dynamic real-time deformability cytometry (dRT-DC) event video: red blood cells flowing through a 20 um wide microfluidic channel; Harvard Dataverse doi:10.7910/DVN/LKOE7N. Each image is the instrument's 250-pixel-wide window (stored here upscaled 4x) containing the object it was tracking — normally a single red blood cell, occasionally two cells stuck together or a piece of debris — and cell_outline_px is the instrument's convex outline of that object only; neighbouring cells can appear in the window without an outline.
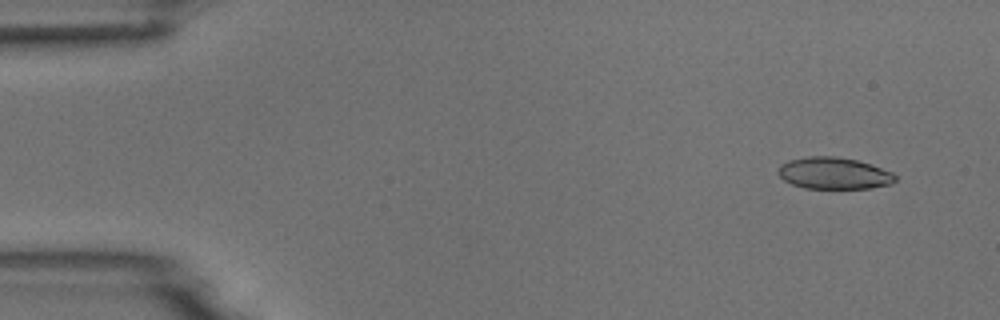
{"species": "common noctule bat (a hibernating species)", "species_latin": "Nyctalus noctula", "temperature_condition": "room temperature", "stored_images_in_passage": 5, "camera_frame_rate_fps": 3000, "um_per_image_px": 0.085, "animal": {"sex": "male", "body_mass_g": 18.8}, "frame": {"image": 1, "passage_image": 1, "time_ms": 0.0, "image_size_px": [1000, 320], "cell_outline_px": [[896, 180], [892, 184], [872, 188], [804, 188], [792, 184], [784, 180], [776, 172], [780, 164], [788, 160], [808, 156], [836, 156], [856, 160], [872, 164], [892, 172], [896, 176]], "centroid_in_image_um": [70.88, 14.72], "position_along_channel_um": 14.1, "area_um2": 21.85}}
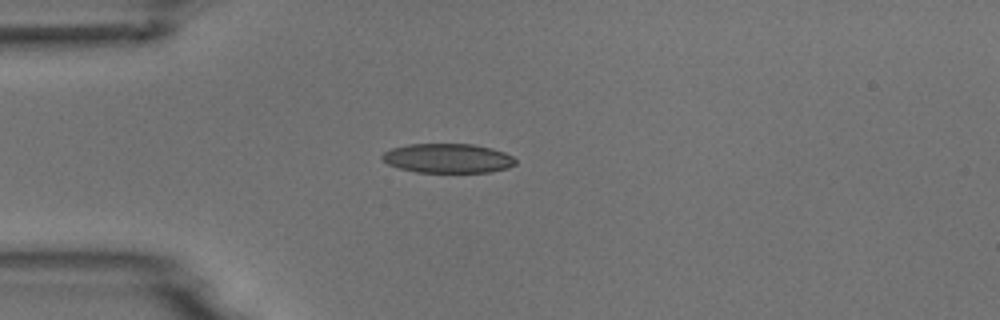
{"frame": {"image": 2, "passage_image": 4, "time_ms": 3.333, "image_size_px": [1000, 320], "cell_outline_px": [[516, 164], [508, 168], [488, 172], [416, 172], [400, 168], [388, 164], [380, 156], [384, 152], [392, 148], [408, 144], [472, 144], [492, 148], [504, 152], [512, 156], [516, 160]], "centroid_in_image_um": [38.07, 13.45], "position_along_channel_um": 46.9, "area_um2": 22.77}}